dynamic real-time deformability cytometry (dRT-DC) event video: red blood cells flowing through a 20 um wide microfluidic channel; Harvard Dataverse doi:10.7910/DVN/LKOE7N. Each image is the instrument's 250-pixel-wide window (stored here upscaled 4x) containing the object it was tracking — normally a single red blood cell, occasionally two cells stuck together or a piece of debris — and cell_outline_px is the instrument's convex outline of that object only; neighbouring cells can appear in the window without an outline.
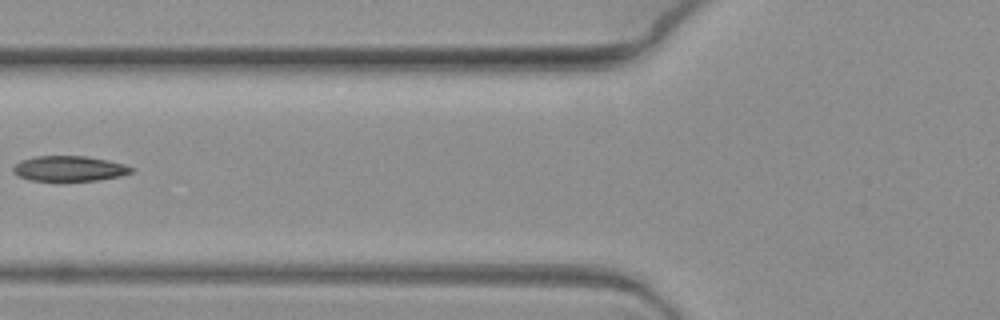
{"species": "common noctule bat (a hibernating species)", "species_latin": "Nyctalus noctula", "temperature_condition": "warm", "stored_images_in_passage": 11, "camera_frame_rate_fps": 3000, "um_per_image_px": 0.085, "animal": {"sex": "female", "body_mass_g": 19.3, "forearm_length_mm": 54.1}, "frame": {"image": 1, "passage_image": 7, "time_ms": 2.0, "image_size_px": [1000, 320], "cell_outline_px": [[136, 168], [132, 172], [120, 176], [100, 180], [64, 184], [56, 184], [28, 180], [16, 176], [12, 172], [12, 168], [20, 160], [36, 156], [84, 156], [108, 160], [124, 164]], "centroid_in_image_um": [5.84, 14.39], "position_along_channel_um": 120.0, "area_um2": 18.61}}
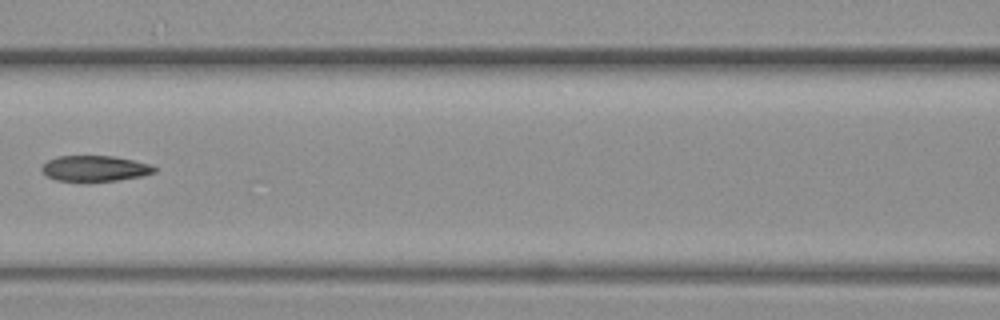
{"frame": {"image": 2, "passage_image": 8, "time_ms": 2.333, "image_size_px": [1000, 320], "cell_outline_px": [[156, 172], [140, 176], [120, 180], [88, 184], [84, 184], [56, 180], [44, 176], [40, 168], [48, 160], [56, 156], [112, 156], [152, 164], [156, 168]], "centroid_in_image_um": [8.01, 14.37], "position_along_channel_um": 158.6, "area_um2": 17.69}}
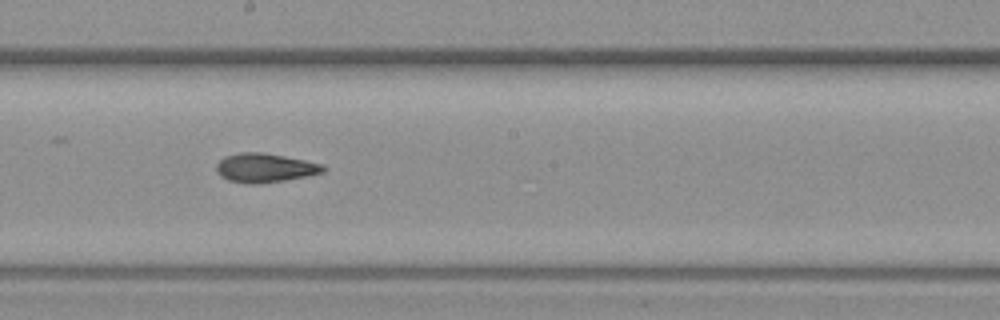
{"frame": {"image": 3, "passage_image": 10, "time_ms": 3.0, "image_size_px": [1000, 320], "cell_outline_px": [[328, 168], [324, 172], [308, 176], [260, 184], [248, 184], [228, 180], [220, 176], [216, 172], [216, 164], [224, 156], [240, 152], [260, 152], [284, 156], [324, 164]], "centroid_in_image_um": [22.52, 14.27], "position_along_channel_um": 225.7, "area_um2": 18.26}}